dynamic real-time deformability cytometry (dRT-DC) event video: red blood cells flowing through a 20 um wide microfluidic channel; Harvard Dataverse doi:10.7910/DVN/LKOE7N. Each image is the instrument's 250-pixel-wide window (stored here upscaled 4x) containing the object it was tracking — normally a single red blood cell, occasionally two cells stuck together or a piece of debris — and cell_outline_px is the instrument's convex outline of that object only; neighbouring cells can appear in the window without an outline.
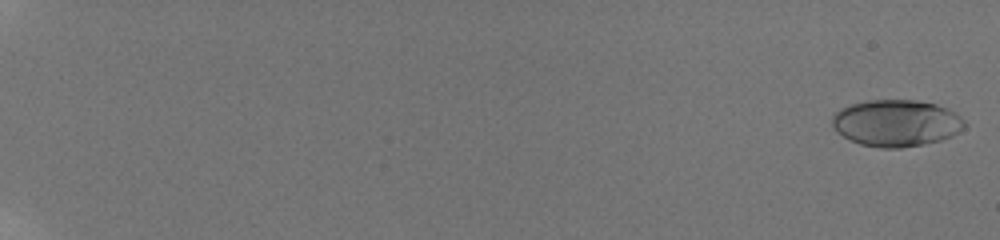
{"species": "human", "species_latin": "Homo sapiens", "temperature_condition": "room temperature", "stored_images_in_passage": 34, "camera_frame_rate_fps": 3000, "um_per_image_px": 0.085, "donor": {"sex": "male"}, "frame": {"image": 1, "passage_image": 2, "time_ms": 0.333, "image_size_px": [1000, 240], "cell_outline_px": [[968, 124], [960, 132], [952, 136], [940, 140], [924, 144], [900, 148], [880, 148], [860, 144], [836, 132], [832, 124], [832, 116], [840, 108], [852, 104], [868, 100], [916, 100], [936, 104], [948, 108], [956, 112]], "centroid_in_image_um": [76.21, 10.46], "position_along_channel_um": 8.8, "area_um2": 36.3}}
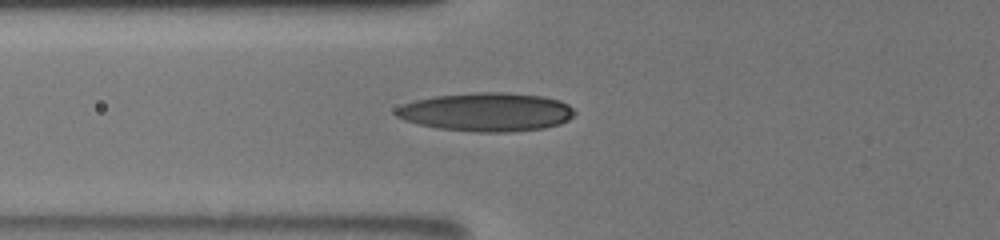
{"frame": {"image": 2, "passage_image": 31, "time_ms": 8.667, "image_size_px": [1000, 240], "cell_outline_px": [[576, 112], [568, 120], [560, 124], [544, 128], [508, 132], [476, 132], [440, 128], [420, 124], [404, 120], [396, 116], [392, 112], [396, 108], [404, 104], [416, 100], [436, 96], [476, 92], [508, 92], [540, 96], [560, 100], [568, 104]], "centroid_in_image_um": [41.36, 9.52], "position_along_channel_um": 84.4, "area_um2": 40.11}}
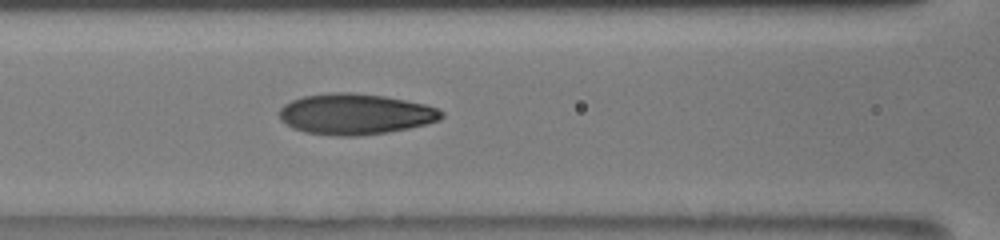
{"frame": {"image": 3, "passage_image": 34, "time_ms": 10.0, "image_size_px": [1000, 240], "cell_outline_px": [[444, 116], [440, 120], [428, 124], [388, 132], [356, 136], [336, 136], [304, 132], [292, 128], [280, 120], [280, 108], [284, 104], [292, 100], [304, 96], [332, 92], [352, 92], [384, 96], [424, 104], [436, 108], [444, 112]], "centroid_in_image_um": [30.2, 9.7], "position_along_channel_um": 136.4, "area_um2": 38.67}}